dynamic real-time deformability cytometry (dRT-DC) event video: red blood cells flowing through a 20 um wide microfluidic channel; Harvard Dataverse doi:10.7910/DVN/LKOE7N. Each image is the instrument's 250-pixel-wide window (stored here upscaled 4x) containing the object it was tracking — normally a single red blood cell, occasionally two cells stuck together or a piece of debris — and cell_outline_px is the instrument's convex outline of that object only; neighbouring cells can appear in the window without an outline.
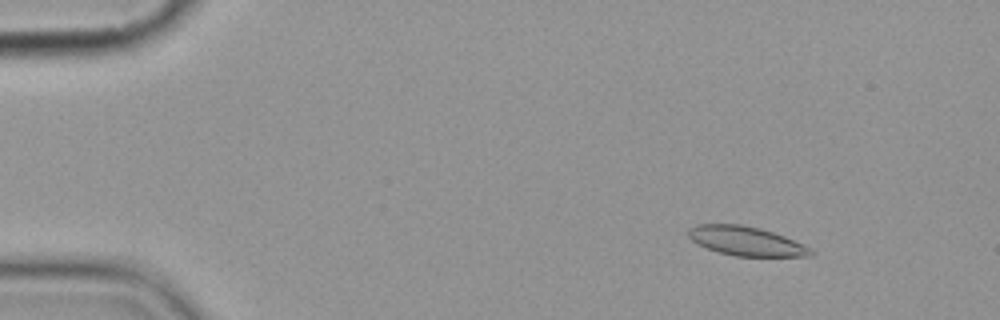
{"species": "common noctule bat (a hibernating species)", "species_latin": "Nyctalus noctula", "temperature_condition": "cold", "stored_images_in_passage": 6, "camera_frame_rate_fps": 3000, "um_per_image_px": 0.085, "animal": {"sex": "female", "body_mass_g": 19.9}, "frame": {"image": 1, "passage_image": 2, "time_ms": 1.0, "image_size_px": [1000, 320], "cell_outline_px": [[816, 252], [812, 256], [736, 256], [716, 252], [696, 244], [688, 236], [688, 228], [696, 224], [740, 224], [760, 228], [784, 236], [812, 248]], "centroid_in_image_um": [63.4, 20.49], "position_along_channel_um": 21.6, "area_um2": 20.98}}
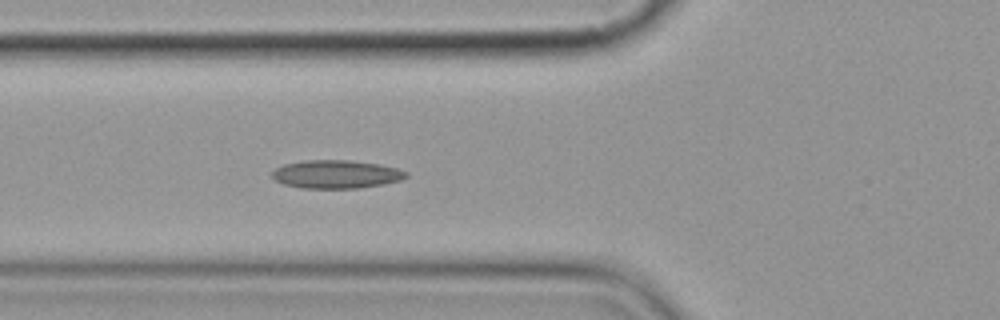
{"frame": {"image": 2, "passage_image": 6, "time_ms": 5.667, "image_size_px": [1000, 320], "cell_outline_px": [[408, 176], [400, 180], [384, 184], [360, 188], [300, 188], [284, 184], [276, 180], [272, 176], [272, 172], [276, 168], [284, 164], [304, 160], [348, 160], [380, 164], [396, 168], [408, 172]], "centroid_in_image_um": [28.59, 14.81], "position_along_channel_um": 97.2, "area_um2": 22.08}}